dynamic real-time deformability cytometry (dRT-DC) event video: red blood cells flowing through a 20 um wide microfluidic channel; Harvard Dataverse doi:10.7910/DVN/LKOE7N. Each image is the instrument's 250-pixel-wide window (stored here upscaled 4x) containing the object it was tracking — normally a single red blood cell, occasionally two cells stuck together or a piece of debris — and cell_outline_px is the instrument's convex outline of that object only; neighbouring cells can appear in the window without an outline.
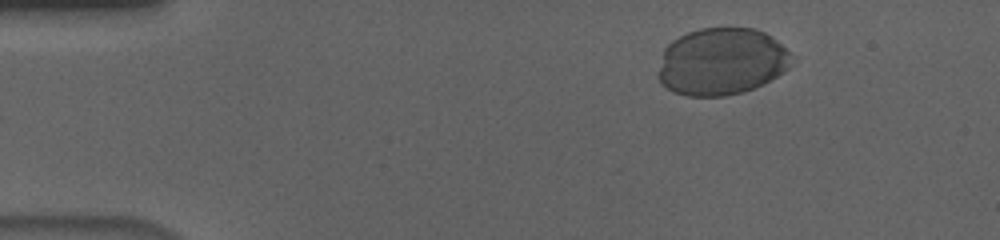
{"species": "human", "species_latin": "Homo sapiens", "temperature_condition": "cold", "stored_images_in_passage": 46, "camera_frame_rate_fps": 3000, "um_per_image_px": 0.085, "donor": {"sex": "male"}, "frame": {"image": 1, "passage_image": 8, "time_ms": 2.333, "image_size_px": [1000, 240], "cell_outline_px": [[796, 56], [788, 68], [784, 72], [764, 84], [740, 92], [724, 96], [688, 96], [672, 92], [660, 84], [656, 76], [664, 48], [672, 40], [688, 32], [700, 28], [752, 28], [764, 32], [772, 36]], "centroid_in_image_um": [61.34, 5.24], "position_along_channel_um": 23.7, "area_um2": 52.83}}
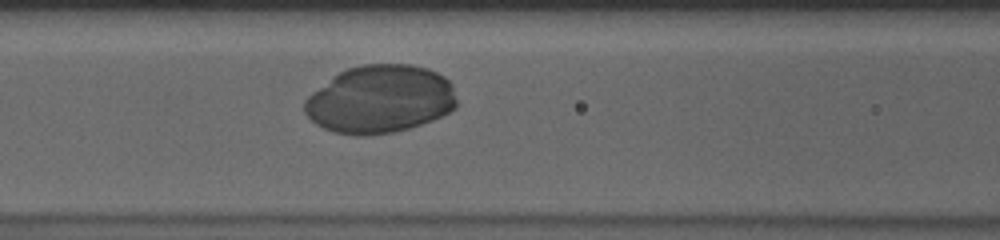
{"frame": {"image": 2, "passage_image": 24, "time_ms": 7.667, "image_size_px": [1000, 240], "cell_outline_px": [[456, 108], [432, 120], [408, 128], [392, 132], [368, 136], [356, 136], [332, 132], [316, 124], [304, 112], [304, 100], [312, 92], [332, 76], [348, 68], [364, 64], [412, 64], [428, 68], [444, 76], [452, 84], [456, 100]], "centroid_in_image_um": [32.29, 8.44], "position_along_channel_um": 134.3, "area_um2": 60.52}}
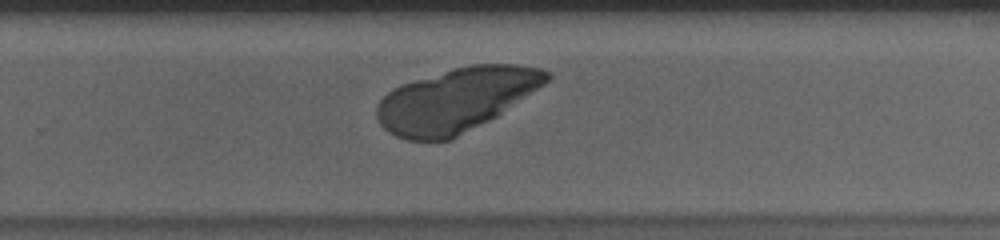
{"frame": {"image": 3, "passage_image": 37, "time_ms": 12.0, "image_size_px": [1000, 240], "cell_outline_px": [[552, 76], [544, 84], [496, 116], [452, 140], [404, 140], [388, 132], [380, 124], [376, 116], [376, 104], [392, 88], [416, 80], [456, 68], [472, 64], [516, 64], [540, 68], [548, 72]], "centroid_in_image_um": [38.74, 8.51], "position_along_channel_um": 291.1, "area_um2": 62.48}}